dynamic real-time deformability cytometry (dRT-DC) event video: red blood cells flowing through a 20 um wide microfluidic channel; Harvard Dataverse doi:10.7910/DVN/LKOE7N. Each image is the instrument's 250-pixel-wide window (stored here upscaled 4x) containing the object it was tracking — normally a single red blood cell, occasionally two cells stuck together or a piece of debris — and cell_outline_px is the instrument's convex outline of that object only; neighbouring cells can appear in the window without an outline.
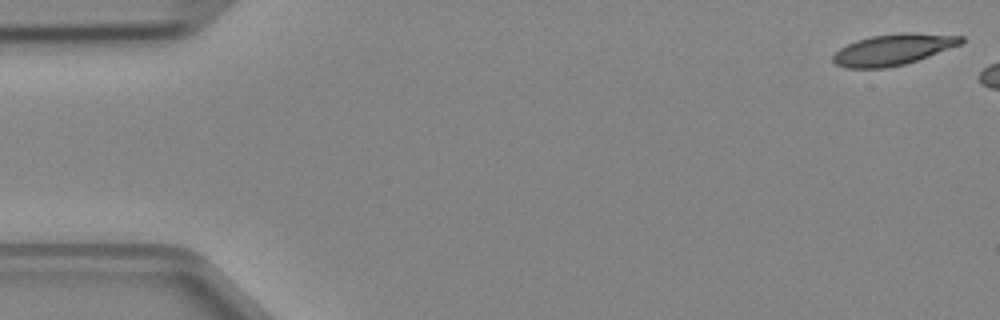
{"species": "Egyptian fruit bat (a non-hibernating species)", "species_latin": "Rousettus aegyptiacus", "temperature_condition": "cold", "stored_images_in_passage": 3, "camera_frame_rate_fps": 3000, "um_per_image_px": 0.085, "animal": {"sex": "female"}, "frame": {"image": 1, "passage_image": 1, "time_ms": 0.0, "image_size_px": [1000, 320], "cell_outline_px": [[964, 44], [904, 64], [884, 68], [844, 68], [836, 64], [832, 60], [832, 56], [840, 48], [856, 40], [872, 36], [904, 32], [912, 32], [964, 36]], "centroid_in_image_um": [75.94, 4.2], "position_along_channel_um": 9.1, "area_um2": 23.24}}